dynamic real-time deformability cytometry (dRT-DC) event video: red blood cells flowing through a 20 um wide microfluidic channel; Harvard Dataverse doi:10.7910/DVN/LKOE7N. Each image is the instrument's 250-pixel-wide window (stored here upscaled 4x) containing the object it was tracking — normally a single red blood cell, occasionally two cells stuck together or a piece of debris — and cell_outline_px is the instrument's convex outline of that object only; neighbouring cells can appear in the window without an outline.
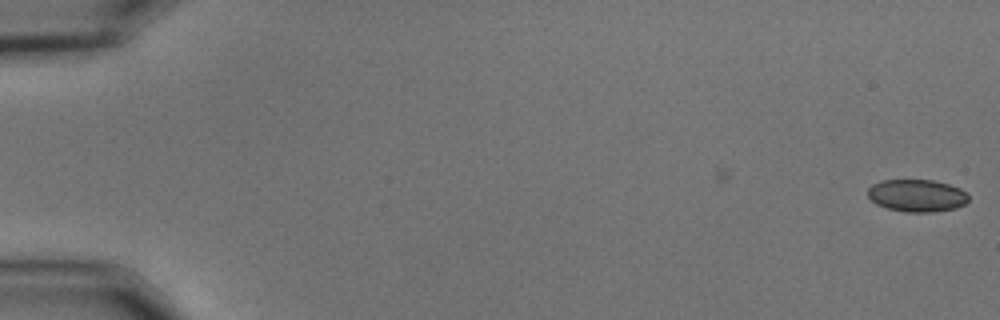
{"species": "common noctule bat (a hibernating species)", "species_latin": "Nyctalus noctula", "temperature_condition": "cold", "stored_images_in_passage": 3, "camera_frame_rate_fps": 3000, "um_per_image_px": 0.085, "animal": {"sex": "male", "body_mass_g": 15.6}, "frame": {"image": 1, "passage_image": 3, "time_ms": 0.667, "image_size_px": [1000, 320], "cell_outline_px": [[968, 200], [964, 204], [956, 208], [932, 212], [904, 212], [888, 208], [876, 204], [868, 196], [868, 188], [872, 184], [880, 180], [932, 180], [948, 184], [960, 188], [968, 192]], "centroid_in_image_um": [77.94, 16.62], "position_along_channel_um": 7.1, "area_um2": 19.07}}